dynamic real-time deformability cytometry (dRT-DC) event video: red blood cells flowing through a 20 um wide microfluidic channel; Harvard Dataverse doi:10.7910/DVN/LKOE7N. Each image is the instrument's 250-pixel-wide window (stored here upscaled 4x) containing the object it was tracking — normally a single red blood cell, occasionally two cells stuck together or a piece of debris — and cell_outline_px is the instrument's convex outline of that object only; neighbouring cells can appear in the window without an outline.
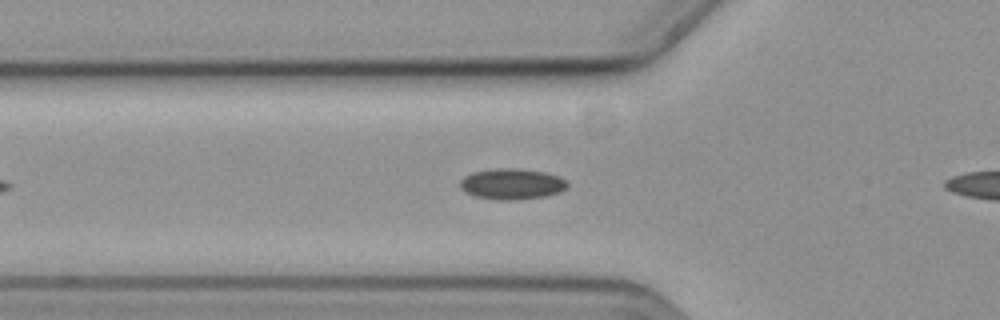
{"species": "common noctule bat (a hibernating species)", "species_latin": "Nyctalus noctula", "temperature_condition": "cold", "stored_images_in_passage": 13, "camera_frame_rate_fps": 3000, "um_per_image_px": 0.085, "animal": {"sex": "female", "body_mass_g": 19.3, "forearm_length_mm": 54.1}, "frame": {"image": 1, "passage_image": 11, "time_ms": 3.333, "image_size_px": [1000, 320], "cell_outline_px": [[568, 184], [560, 192], [544, 196], [512, 200], [496, 200], [476, 196], [464, 192], [460, 188], [460, 180], [464, 176], [472, 172], [492, 168], [520, 168], [544, 172], [560, 176]], "centroid_in_image_um": [43.46, 15.62], "position_along_channel_um": 82.3, "area_um2": 19.36}}